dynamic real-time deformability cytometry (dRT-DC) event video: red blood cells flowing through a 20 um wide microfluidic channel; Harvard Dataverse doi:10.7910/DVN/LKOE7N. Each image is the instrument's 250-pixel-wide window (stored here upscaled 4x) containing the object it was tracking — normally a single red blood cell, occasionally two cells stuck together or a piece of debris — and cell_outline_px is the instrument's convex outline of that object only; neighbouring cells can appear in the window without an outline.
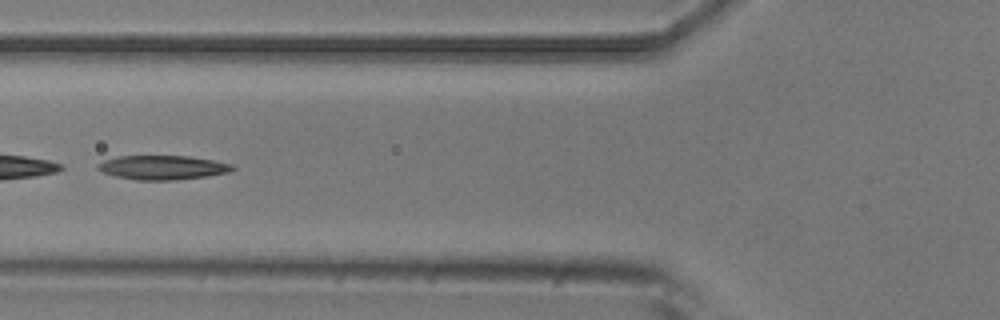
{"species": "common noctule bat (a hibernating species)", "species_latin": "Nyctalus noctula", "temperature_condition": "room temperature", "stored_images_in_passage": 8, "camera_frame_rate_fps": 3000, "um_per_image_px": 0.085, "animal": {"sex": "male", "body_mass_g": 20.5, "forearm_length_mm": 52.5}, "frame": {"image": 1, "passage_image": 6, "time_ms": 1.667, "image_size_px": [1000, 320], "cell_outline_px": [[236, 168], [228, 172], [208, 176], [176, 180], [136, 180], [116, 176], [104, 172], [96, 168], [96, 164], [104, 160], [120, 156], [188, 156], [212, 160], [232, 164]], "centroid_in_image_um": [13.82, 14.24], "position_along_channel_um": 112.0, "area_um2": 18.9}}
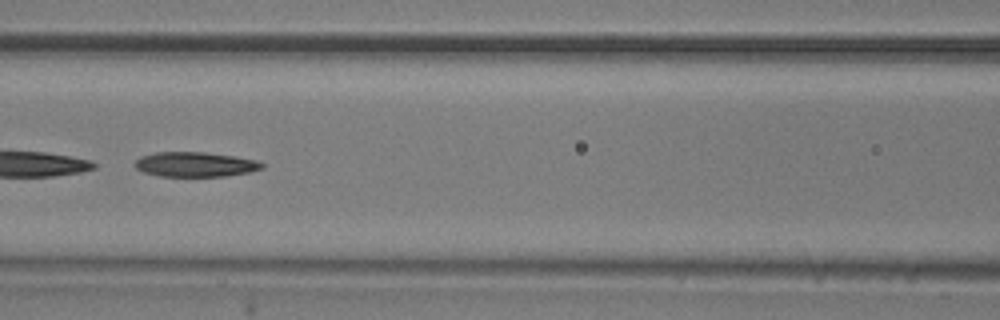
{"frame": {"image": 2, "passage_image": 7, "time_ms": 2.0, "image_size_px": [1000, 320], "cell_outline_px": [[264, 168], [248, 172], [224, 176], [160, 176], [144, 172], [136, 168], [132, 164], [140, 156], [156, 152], [204, 152], [232, 156], [256, 160], [264, 164]], "centroid_in_image_um": [16.55, 13.97], "position_along_channel_um": 150.0, "area_um2": 18.26}}
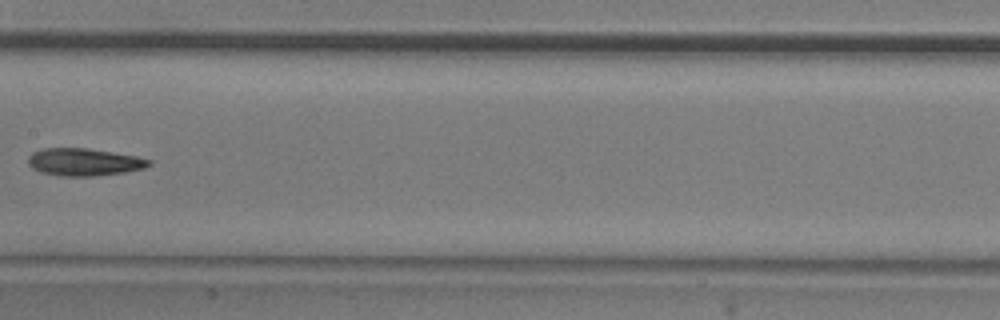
{"frame": {"image": 3, "passage_image": 8, "time_ms": 2.333, "image_size_px": [1000, 320], "cell_outline_px": [[152, 164], [144, 168], [124, 172], [92, 176], [60, 176], [40, 172], [32, 168], [28, 164], [28, 156], [32, 152], [44, 148], [88, 148], [136, 156], [152, 160]], "centroid_in_image_um": [7.12, 13.77], "position_along_channel_um": 200.3, "area_um2": 19.36}}